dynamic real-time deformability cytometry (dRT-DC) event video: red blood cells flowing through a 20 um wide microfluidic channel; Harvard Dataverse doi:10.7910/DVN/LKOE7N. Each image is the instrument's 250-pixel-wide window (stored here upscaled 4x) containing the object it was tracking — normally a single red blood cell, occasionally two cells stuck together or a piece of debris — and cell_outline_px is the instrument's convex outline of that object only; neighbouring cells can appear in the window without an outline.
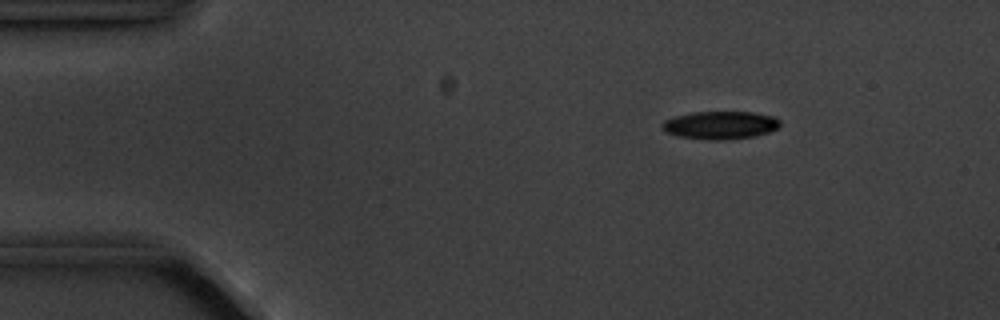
{"species": "common noctule bat (a hibernating species)", "species_latin": "Nyctalus noctula", "temperature_condition": "cold", "stored_images_in_passage": 5, "camera_frame_rate_fps": 3000, "um_per_image_px": 0.085, "animal": {"sex": "male", "body_mass_g": 20.1, "forearm_length_mm": 53.5}, "frame": {"image": 1, "passage_image": 2, "time_ms": 1.0, "image_size_px": [1000, 320], "cell_outline_px": [[780, 128], [768, 132], [752, 136], [724, 140], [712, 140], [680, 136], [668, 132], [660, 124], [664, 120], [672, 116], [692, 112], [752, 112], [772, 116], [780, 120]], "centroid_in_image_um": [61.23, 10.62], "position_along_channel_um": 23.8, "area_um2": 19.07}}